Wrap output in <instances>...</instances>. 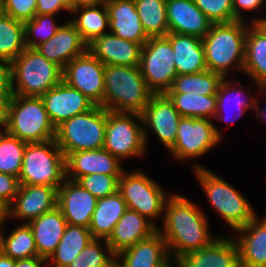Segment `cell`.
Masks as SVG:
<instances>
[{
	"instance_id": "obj_1",
	"label": "cell",
	"mask_w": 266,
	"mask_h": 267,
	"mask_svg": "<svg viewBox=\"0 0 266 267\" xmlns=\"http://www.w3.org/2000/svg\"><path fill=\"white\" fill-rule=\"evenodd\" d=\"M163 217L158 232L166 241L170 257L175 260L210 246L219 237L209 233L206 214L180 194L173 193L168 198Z\"/></svg>"
},
{
	"instance_id": "obj_2",
	"label": "cell",
	"mask_w": 266,
	"mask_h": 267,
	"mask_svg": "<svg viewBox=\"0 0 266 267\" xmlns=\"http://www.w3.org/2000/svg\"><path fill=\"white\" fill-rule=\"evenodd\" d=\"M250 22L213 23L202 38L207 69L228 78V72L243 71L245 39ZM248 23V24H247Z\"/></svg>"
},
{
	"instance_id": "obj_3",
	"label": "cell",
	"mask_w": 266,
	"mask_h": 267,
	"mask_svg": "<svg viewBox=\"0 0 266 267\" xmlns=\"http://www.w3.org/2000/svg\"><path fill=\"white\" fill-rule=\"evenodd\" d=\"M153 95L139 66L105 65L103 107L106 110L141 114Z\"/></svg>"
},
{
	"instance_id": "obj_4",
	"label": "cell",
	"mask_w": 266,
	"mask_h": 267,
	"mask_svg": "<svg viewBox=\"0 0 266 267\" xmlns=\"http://www.w3.org/2000/svg\"><path fill=\"white\" fill-rule=\"evenodd\" d=\"M193 164V165H192ZM192 170L213 210L233 229L245 226L257 213L251 203L231 183L222 179L199 163H192Z\"/></svg>"
},
{
	"instance_id": "obj_5",
	"label": "cell",
	"mask_w": 266,
	"mask_h": 267,
	"mask_svg": "<svg viewBox=\"0 0 266 267\" xmlns=\"http://www.w3.org/2000/svg\"><path fill=\"white\" fill-rule=\"evenodd\" d=\"M13 95L40 97L62 81L63 69L35 48H25L12 62Z\"/></svg>"
},
{
	"instance_id": "obj_6",
	"label": "cell",
	"mask_w": 266,
	"mask_h": 267,
	"mask_svg": "<svg viewBox=\"0 0 266 267\" xmlns=\"http://www.w3.org/2000/svg\"><path fill=\"white\" fill-rule=\"evenodd\" d=\"M18 179L20 185L60 187L66 179V157L55 139L26 144Z\"/></svg>"
},
{
	"instance_id": "obj_7",
	"label": "cell",
	"mask_w": 266,
	"mask_h": 267,
	"mask_svg": "<svg viewBox=\"0 0 266 267\" xmlns=\"http://www.w3.org/2000/svg\"><path fill=\"white\" fill-rule=\"evenodd\" d=\"M6 131L26 143L55 139L56 128L40 97L13 95L8 106Z\"/></svg>"
},
{
	"instance_id": "obj_8",
	"label": "cell",
	"mask_w": 266,
	"mask_h": 267,
	"mask_svg": "<svg viewBox=\"0 0 266 267\" xmlns=\"http://www.w3.org/2000/svg\"><path fill=\"white\" fill-rule=\"evenodd\" d=\"M106 109H92L71 117L56 128V143L65 157L76 151L102 149L105 142Z\"/></svg>"
},
{
	"instance_id": "obj_9",
	"label": "cell",
	"mask_w": 266,
	"mask_h": 267,
	"mask_svg": "<svg viewBox=\"0 0 266 267\" xmlns=\"http://www.w3.org/2000/svg\"><path fill=\"white\" fill-rule=\"evenodd\" d=\"M118 191L122 194L127 209L137 211L158 228L156 219L159 220L164 215L165 203L172 193L166 194L164 187L139 169L123 171Z\"/></svg>"
},
{
	"instance_id": "obj_10",
	"label": "cell",
	"mask_w": 266,
	"mask_h": 267,
	"mask_svg": "<svg viewBox=\"0 0 266 267\" xmlns=\"http://www.w3.org/2000/svg\"><path fill=\"white\" fill-rule=\"evenodd\" d=\"M103 148L120 161L145 156L147 148L141 114L106 110Z\"/></svg>"
},
{
	"instance_id": "obj_11",
	"label": "cell",
	"mask_w": 266,
	"mask_h": 267,
	"mask_svg": "<svg viewBox=\"0 0 266 267\" xmlns=\"http://www.w3.org/2000/svg\"><path fill=\"white\" fill-rule=\"evenodd\" d=\"M207 118L181 117L174 146L168 151L179 162L208 154L222 140V131Z\"/></svg>"
},
{
	"instance_id": "obj_12",
	"label": "cell",
	"mask_w": 266,
	"mask_h": 267,
	"mask_svg": "<svg viewBox=\"0 0 266 267\" xmlns=\"http://www.w3.org/2000/svg\"><path fill=\"white\" fill-rule=\"evenodd\" d=\"M173 53L166 36L150 37L142 47L139 68L154 94H165L178 75Z\"/></svg>"
},
{
	"instance_id": "obj_13",
	"label": "cell",
	"mask_w": 266,
	"mask_h": 267,
	"mask_svg": "<svg viewBox=\"0 0 266 267\" xmlns=\"http://www.w3.org/2000/svg\"><path fill=\"white\" fill-rule=\"evenodd\" d=\"M104 69L105 65L87 50L63 68L62 80L103 107Z\"/></svg>"
},
{
	"instance_id": "obj_14",
	"label": "cell",
	"mask_w": 266,
	"mask_h": 267,
	"mask_svg": "<svg viewBox=\"0 0 266 267\" xmlns=\"http://www.w3.org/2000/svg\"><path fill=\"white\" fill-rule=\"evenodd\" d=\"M181 117L165 94H154L141 113L146 148L149 147L148 133L153 132L169 151L174 146ZM149 130L151 132H147Z\"/></svg>"
},
{
	"instance_id": "obj_15",
	"label": "cell",
	"mask_w": 266,
	"mask_h": 267,
	"mask_svg": "<svg viewBox=\"0 0 266 267\" xmlns=\"http://www.w3.org/2000/svg\"><path fill=\"white\" fill-rule=\"evenodd\" d=\"M58 189L45 185H20L13 203L8 207V219L28 223L57 207Z\"/></svg>"
},
{
	"instance_id": "obj_16",
	"label": "cell",
	"mask_w": 266,
	"mask_h": 267,
	"mask_svg": "<svg viewBox=\"0 0 266 267\" xmlns=\"http://www.w3.org/2000/svg\"><path fill=\"white\" fill-rule=\"evenodd\" d=\"M40 98L55 128L73 116L92 109L96 104L63 80Z\"/></svg>"
},
{
	"instance_id": "obj_17",
	"label": "cell",
	"mask_w": 266,
	"mask_h": 267,
	"mask_svg": "<svg viewBox=\"0 0 266 267\" xmlns=\"http://www.w3.org/2000/svg\"><path fill=\"white\" fill-rule=\"evenodd\" d=\"M98 199L77 181L65 179L58 188L57 207L67 224L89 228Z\"/></svg>"
},
{
	"instance_id": "obj_18",
	"label": "cell",
	"mask_w": 266,
	"mask_h": 267,
	"mask_svg": "<svg viewBox=\"0 0 266 267\" xmlns=\"http://www.w3.org/2000/svg\"><path fill=\"white\" fill-rule=\"evenodd\" d=\"M121 161L104 148L76 151L66 157V178L77 181L90 174L122 175Z\"/></svg>"
},
{
	"instance_id": "obj_19",
	"label": "cell",
	"mask_w": 266,
	"mask_h": 267,
	"mask_svg": "<svg viewBox=\"0 0 266 267\" xmlns=\"http://www.w3.org/2000/svg\"><path fill=\"white\" fill-rule=\"evenodd\" d=\"M35 49L60 66L62 69L74 58L88 50V44L82 39L75 26L67 21L62 23L55 35L48 41L39 44Z\"/></svg>"
},
{
	"instance_id": "obj_20",
	"label": "cell",
	"mask_w": 266,
	"mask_h": 267,
	"mask_svg": "<svg viewBox=\"0 0 266 267\" xmlns=\"http://www.w3.org/2000/svg\"><path fill=\"white\" fill-rule=\"evenodd\" d=\"M142 44L106 33L88 44V50L104 65L139 66Z\"/></svg>"
},
{
	"instance_id": "obj_21",
	"label": "cell",
	"mask_w": 266,
	"mask_h": 267,
	"mask_svg": "<svg viewBox=\"0 0 266 267\" xmlns=\"http://www.w3.org/2000/svg\"><path fill=\"white\" fill-rule=\"evenodd\" d=\"M255 216L232 234L239 249L240 267H266V215Z\"/></svg>"
},
{
	"instance_id": "obj_22",
	"label": "cell",
	"mask_w": 266,
	"mask_h": 267,
	"mask_svg": "<svg viewBox=\"0 0 266 267\" xmlns=\"http://www.w3.org/2000/svg\"><path fill=\"white\" fill-rule=\"evenodd\" d=\"M177 264V267H240L239 249L232 236H219L210 246L178 258Z\"/></svg>"
},
{
	"instance_id": "obj_23",
	"label": "cell",
	"mask_w": 266,
	"mask_h": 267,
	"mask_svg": "<svg viewBox=\"0 0 266 267\" xmlns=\"http://www.w3.org/2000/svg\"><path fill=\"white\" fill-rule=\"evenodd\" d=\"M166 12L169 33L186 34L202 39L213 24L193 0H166Z\"/></svg>"
},
{
	"instance_id": "obj_24",
	"label": "cell",
	"mask_w": 266,
	"mask_h": 267,
	"mask_svg": "<svg viewBox=\"0 0 266 267\" xmlns=\"http://www.w3.org/2000/svg\"><path fill=\"white\" fill-rule=\"evenodd\" d=\"M109 32L144 45L150 38L143 29L134 0H107Z\"/></svg>"
},
{
	"instance_id": "obj_25",
	"label": "cell",
	"mask_w": 266,
	"mask_h": 267,
	"mask_svg": "<svg viewBox=\"0 0 266 267\" xmlns=\"http://www.w3.org/2000/svg\"><path fill=\"white\" fill-rule=\"evenodd\" d=\"M245 88L246 87L241 85L240 82L238 83L236 79L232 81L231 78H223L216 94L217 110L213 119L232 125L238 118L243 116L247 110H253L256 98L248 97L249 94L251 95L253 92H251L249 88ZM230 111L237 112L233 114Z\"/></svg>"
},
{
	"instance_id": "obj_26",
	"label": "cell",
	"mask_w": 266,
	"mask_h": 267,
	"mask_svg": "<svg viewBox=\"0 0 266 267\" xmlns=\"http://www.w3.org/2000/svg\"><path fill=\"white\" fill-rule=\"evenodd\" d=\"M169 258L166 241L157 231L115 255V267H159Z\"/></svg>"
},
{
	"instance_id": "obj_27",
	"label": "cell",
	"mask_w": 266,
	"mask_h": 267,
	"mask_svg": "<svg viewBox=\"0 0 266 267\" xmlns=\"http://www.w3.org/2000/svg\"><path fill=\"white\" fill-rule=\"evenodd\" d=\"M158 228L137 211L127 209L106 240L115 255L149 238Z\"/></svg>"
},
{
	"instance_id": "obj_28",
	"label": "cell",
	"mask_w": 266,
	"mask_h": 267,
	"mask_svg": "<svg viewBox=\"0 0 266 267\" xmlns=\"http://www.w3.org/2000/svg\"><path fill=\"white\" fill-rule=\"evenodd\" d=\"M243 74L249 77L256 90L266 87V27L250 23L245 39Z\"/></svg>"
},
{
	"instance_id": "obj_29",
	"label": "cell",
	"mask_w": 266,
	"mask_h": 267,
	"mask_svg": "<svg viewBox=\"0 0 266 267\" xmlns=\"http://www.w3.org/2000/svg\"><path fill=\"white\" fill-rule=\"evenodd\" d=\"M27 224L32 230L38 257L48 259L58 246L67 226L62 211L56 207Z\"/></svg>"
},
{
	"instance_id": "obj_30",
	"label": "cell",
	"mask_w": 266,
	"mask_h": 267,
	"mask_svg": "<svg viewBox=\"0 0 266 267\" xmlns=\"http://www.w3.org/2000/svg\"><path fill=\"white\" fill-rule=\"evenodd\" d=\"M174 51L178 75L194 74L207 70L202 39L186 34L168 33Z\"/></svg>"
},
{
	"instance_id": "obj_31",
	"label": "cell",
	"mask_w": 266,
	"mask_h": 267,
	"mask_svg": "<svg viewBox=\"0 0 266 267\" xmlns=\"http://www.w3.org/2000/svg\"><path fill=\"white\" fill-rule=\"evenodd\" d=\"M126 210V202L119 191L99 198L88 228L93 239L107 240Z\"/></svg>"
},
{
	"instance_id": "obj_32",
	"label": "cell",
	"mask_w": 266,
	"mask_h": 267,
	"mask_svg": "<svg viewBox=\"0 0 266 267\" xmlns=\"http://www.w3.org/2000/svg\"><path fill=\"white\" fill-rule=\"evenodd\" d=\"M70 13L73 16L69 21L87 44L109 32V15L105 3L74 8Z\"/></svg>"
},
{
	"instance_id": "obj_33",
	"label": "cell",
	"mask_w": 266,
	"mask_h": 267,
	"mask_svg": "<svg viewBox=\"0 0 266 267\" xmlns=\"http://www.w3.org/2000/svg\"><path fill=\"white\" fill-rule=\"evenodd\" d=\"M93 240L88 228L67 224L64 234L55 251L47 259L48 265L66 267Z\"/></svg>"
},
{
	"instance_id": "obj_34",
	"label": "cell",
	"mask_w": 266,
	"mask_h": 267,
	"mask_svg": "<svg viewBox=\"0 0 266 267\" xmlns=\"http://www.w3.org/2000/svg\"><path fill=\"white\" fill-rule=\"evenodd\" d=\"M0 229V251L12 259H28L38 256L35 240L30 226L27 223H20L13 228L7 236Z\"/></svg>"
},
{
	"instance_id": "obj_35",
	"label": "cell",
	"mask_w": 266,
	"mask_h": 267,
	"mask_svg": "<svg viewBox=\"0 0 266 267\" xmlns=\"http://www.w3.org/2000/svg\"><path fill=\"white\" fill-rule=\"evenodd\" d=\"M182 117L207 118L212 120L217 110L216 94L199 95L165 93Z\"/></svg>"
},
{
	"instance_id": "obj_36",
	"label": "cell",
	"mask_w": 266,
	"mask_h": 267,
	"mask_svg": "<svg viewBox=\"0 0 266 267\" xmlns=\"http://www.w3.org/2000/svg\"><path fill=\"white\" fill-rule=\"evenodd\" d=\"M223 77L208 69L194 74L177 75L166 93H186L199 95L217 94Z\"/></svg>"
},
{
	"instance_id": "obj_37",
	"label": "cell",
	"mask_w": 266,
	"mask_h": 267,
	"mask_svg": "<svg viewBox=\"0 0 266 267\" xmlns=\"http://www.w3.org/2000/svg\"><path fill=\"white\" fill-rule=\"evenodd\" d=\"M143 29L149 37L169 33L166 0H134Z\"/></svg>"
},
{
	"instance_id": "obj_38",
	"label": "cell",
	"mask_w": 266,
	"mask_h": 267,
	"mask_svg": "<svg viewBox=\"0 0 266 267\" xmlns=\"http://www.w3.org/2000/svg\"><path fill=\"white\" fill-rule=\"evenodd\" d=\"M24 22L0 15V58L12 62L25 48Z\"/></svg>"
},
{
	"instance_id": "obj_39",
	"label": "cell",
	"mask_w": 266,
	"mask_h": 267,
	"mask_svg": "<svg viewBox=\"0 0 266 267\" xmlns=\"http://www.w3.org/2000/svg\"><path fill=\"white\" fill-rule=\"evenodd\" d=\"M26 144L7 131L0 132V173L19 177Z\"/></svg>"
},
{
	"instance_id": "obj_40",
	"label": "cell",
	"mask_w": 266,
	"mask_h": 267,
	"mask_svg": "<svg viewBox=\"0 0 266 267\" xmlns=\"http://www.w3.org/2000/svg\"><path fill=\"white\" fill-rule=\"evenodd\" d=\"M100 241L104 242V248ZM66 267H115V254L106 240L93 239Z\"/></svg>"
},
{
	"instance_id": "obj_41",
	"label": "cell",
	"mask_w": 266,
	"mask_h": 267,
	"mask_svg": "<svg viewBox=\"0 0 266 267\" xmlns=\"http://www.w3.org/2000/svg\"><path fill=\"white\" fill-rule=\"evenodd\" d=\"M55 16L35 15L31 20L24 22L25 46L27 48H35L55 35L61 26L54 20Z\"/></svg>"
},
{
	"instance_id": "obj_42",
	"label": "cell",
	"mask_w": 266,
	"mask_h": 267,
	"mask_svg": "<svg viewBox=\"0 0 266 267\" xmlns=\"http://www.w3.org/2000/svg\"><path fill=\"white\" fill-rule=\"evenodd\" d=\"M121 175L90 174L80 177L77 182L97 199L115 194Z\"/></svg>"
},
{
	"instance_id": "obj_43",
	"label": "cell",
	"mask_w": 266,
	"mask_h": 267,
	"mask_svg": "<svg viewBox=\"0 0 266 267\" xmlns=\"http://www.w3.org/2000/svg\"><path fill=\"white\" fill-rule=\"evenodd\" d=\"M212 23H230L234 17L233 0H193Z\"/></svg>"
},
{
	"instance_id": "obj_44",
	"label": "cell",
	"mask_w": 266,
	"mask_h": 267,
	"mask_svg": "<svg viewBox=\"0 0 266 267\" xmlns=\"http://www.w3.org/2000/svg\"><path fill=\"white\" fill-rule=\"evenodd\" d=\"M37 0H0L1 12L25 22L36 15Z\"/></svg>"
},
{
	"instance_id": "obj_45",
	"label": "cell",
	"mask_w": 266,
	"mask_h": 267,
	"mask_svg": "<svg viewBox=\"0 0 266 267\" xmlns=\"http://www.w3.org/2000/svg\"><path fill=\"white\" fill-rule=\"evenodd\" d=\"M19 187L18 177L0 173V200L8 207L13 203Z\"/></svg>"
},
{
	"instance_id": "obj_46",
	"label": "cell",
	"mask_w": 266,
	"mask_h": 267,
	"mask_svg": "<svg viewBox=\"0 0 266 267\" xmlns=\"http://www.w3.org/2000/svg\"><path fill=\"white\" fill-rule=\"evenodd\" d=\"M73 0H37L36 15H56L60 11L71 12Z\"/></svg>"
},
{
	"instance_id": "obj_47",
	"label": "cell",
	"mask_w": 266,
	"mask_h": 267,
	"mask_svg": "<svg viewBox=\"0 0 266 267\" xmlns=\"http://www.w3.org/2000/svg\"><path fill=\"white\" fill-rule=\"evenodd\" d=\"M266 0H233L234 17L237 20H245L246 12H256L260 7H264Z\"/></svg>"
},
{
	"instance_id": "obj_48",
	"label": "cell",
	"mask_w": 266,
	"mask_h": 267,
	"mask_svg": "<svg viewBox=\"0 0 266 267\" xmlns=\"http://www.w3.org/2000/svg\"><path fill=\"white\" fill-rule=\"evenodd\" d=\"M0 94L13 96L11 62L0 58Z\"/></svg>"
},
{
	"instance_id": "obj_49",
	"label": "cell",
	"mask_w": 266,
	"mask_h": 267,
	"mask_svg": "<svg viewBox=\"0 0 266 267\" xmlns=\"http://www.w3.org/2000/svg\"><path fill=\"white\" fill-rule=\"evenodd\" d=\"M10 97L6 94H0V132L6 131L8 123V106Z\"/></svg>"
},
{
	"instance_id": "obj_50",
	"label": "cell",
	"mask_w": 266,
	"mask_h": 267,
	"mask_svg": "<svg viewBox=\"0 0 266 267\" xmlns=\"http://www.w3.org/2000/svg\"><path fill=\"white\" fill-rule=\"evenodd\" d=\"M48 266L49 265L47 259L38 256L28 259L15 260V267H48Z\"/></svg>"
},
{
	"instance_id": "obj_51",
	"label": "cell",
	"mask_w": 266,
	"mask_h": 267,
	"mask_svg": "<svg viewBox=\"0 0 266 267\" xmlns=\"http://www.w3.org/2000/svg\"><path fill=\"white\" fill-rule=\"evenodd\" d=\"M259 95H263L266 97V87H262L260 90L257 91ZM260 105H259V100L256 98V103H255V106H254V112L256 114V117H258L259 121H263L266 122V111H265V108L264 110L263 109H260L259 108Z\"/></svg>"
},
{
	"instance_id": "obj_52",
	"label": "cell",
	"mask_w": 266,
	"mask_h": 267,
	"mask_svg": "<svg viewBox=\"0 0 266 267\" xmlns=\"http://www.w3.org/2000/svg\"><path fill=\"white\" fill-rule=\"evenodd\" d=\"M107 0H73V9L81 6H95L106 3Z\"/></svg>"
},
{
	"instance_id": "obj_53",
	"label": "cell",
	"mask_w": 266,
	"mask_h": 267,
	"mask_svg": "<svg viewBox=\"0 0 266 267\" xmlns=\"http://www.w3.org/2000/svg\"><path fill=\"white\" fill-rule=\"evenodd\" d=\"M8 219V206L0 200V229L5 226Z\"/></svg>"
},
{
	"instance_id": "obj_54",
	"label": "cell",
	"mask_w": 266,
	"mask_h": 267,
	"mask_svg": "<svg viewBox=\"0 0 266 267\" xmlns=\"http://www.w3.org/2000/svg\"><path fill=\"white\" fill-rule=\"evenodd\" d=\"M0 267H15V259L8 257L0 251Z\"/></svg>"
},
{
	"instance_id": "obj_55",
	"label": "cell",
	"mask_w": 266,
	"mask_h": 267,
	"mask_svg": "<svg viewBox=\"0 0 266 267\" xmlns=\"http://www.w3.org/2000/svg\"><path fill=\"white\" fill-rule=\"evenodd\" d=\"M173 264L178 266L177 260H175L172 257H170L163 265H161L159 267H173Z\"/></svg>"
},
{
	"instance_id": "obj_56",
	"label": "cell",
	"mask_w": 266,
	"mask_h": 267,
	"mask_svg": "<svg viewBox=\"0 0 266 267\" xmlns=\"http://www.w3.org/2000/svg\"><path fill=\"white\" fill-rule=\"evenodd\" d=\"M252 23H262L265 27H266V18H262V17H254L252 18Z\"/></svg>"
}]
</instances>
